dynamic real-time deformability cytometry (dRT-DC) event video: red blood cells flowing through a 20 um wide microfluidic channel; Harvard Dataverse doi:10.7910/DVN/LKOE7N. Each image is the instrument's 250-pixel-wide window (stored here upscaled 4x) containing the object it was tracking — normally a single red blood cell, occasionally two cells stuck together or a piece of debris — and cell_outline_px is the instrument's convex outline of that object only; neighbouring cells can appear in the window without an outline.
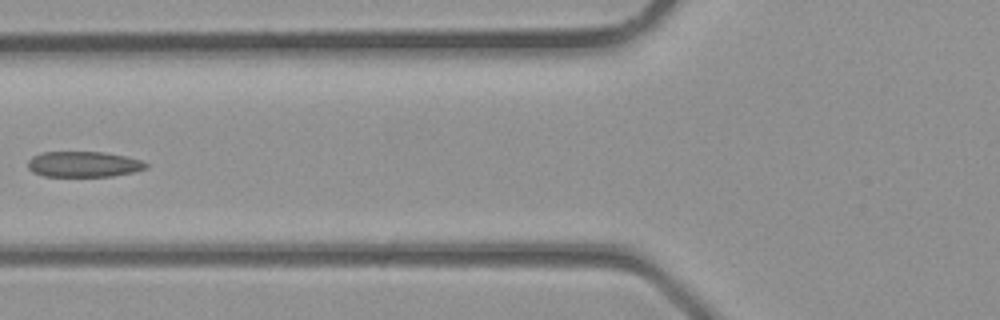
{"species": "common noctule bat (a hibernating species)", "species_latin": "Nyctalus noctula", "temperature_condition": "room temperature", "stored_images_in_passage": 6, "camera_frame_rate_fps": 3000, "um_per_image_px": 0.085, "animal": {"sex": "male", "body_mass_g": 23.1, "forearm_length_mm": 52.7}, "frame": {"image": 1, "passage_image": 6, "time_ms": 1.667, "image_size_px": [1000, 320], "cell_outline_px": [[148, 168], [132, 172], [112, 176], [44, 176], [32, 172], [28, 168], [28, 160], [32, 156], [40, 152], [104, 152], [124, 156], [140, 160], [148, 164]], "centroid_in_image_um": [7.07, 13.96], "position_along_channel_um": 118.7, "area_um2": 17.63}}